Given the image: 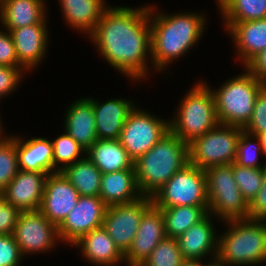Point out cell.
Returning a JSON list of instances; mask_svg holds the SVG:
<instances>
[{
	"label": "cell",
	"mask_w": 266,
	"mask_h": 266,
	"mask_svg": "<svg viewBox=\"0 0 266 266\" xmlns=\"http://www.w3.org/2000/svg\"><path fill=\"white\" fill-rule=\"evenodd\" d=\"M90 37L114 69L132 80L146 77L151 54L149 6L107 7Z\"/></svg>",
	"instance_id": "6da1fadb"
},
{
	"label": "cell",
	"mask_w": 266,
	"mask_h": 266,
	"mask_svg": "<svg viewBox=\"0 0 266 266\" xmlns=\"http://www.w3.org/2000/svg\"><path fill=\"white\" fill-rule=\"evenodd\" d=\"M153 10L154 7L149 6L150 58L155 70L161 71L197 44L202 36L206 20L203 15L195 12L168 15L153 14L155 13Z\"/></svg>",
	"instance_id": "7a4b0ae2"
},
{
	"label": "cell",
	"mask_w": 266,
	"mask_h": 266,
	"mask_svg": "<svg viewBox=\"0 0 266 266\" xmlns=\"http://www.w3.org/2000/svg\"><path fill=\"white\" fill-rule=\"evenodd\" d=\"M189 164L188 144L171 131L134 161L138 188L152 197L176 172Z\"/></svg>",
	"instance_id": "3957f363"
},
{
	"label": "cell",
	"mask_w": 266,
	"mask_h": 266,
	"mask_svg": "<svg viewBox=\"0 0 266 266\" xmlns=\"http://www.w3.org/2000/svg\"><path fill=\"white\" fill-rule=\"evenodd\" d=\"M229 222V223H228ZM230 228L220 234L217 257L230 266L266 261V220H228Z\"/></svg>",
	"instance_id": "277c9868"
},
{
	"label": "cell",
	"mask_w": 266,
	"mask_h": 266,
	"mask_svg": "<svg viewBox=\"0 0 266 266\" xmlns=\"http://www.w3.org/2000/svg\"><path fill=\"white\" fill-rule=\"evenodd\" d=\"M184 97L169 127L174 135L189 144L216 127L219 121L214 95L207 83L198 82Z\"/></svg>",
	"instance_id": "5b68a950"
},
{
	"label": "cell",
	"mask_w": 266,
	"mask_h": 266,
	"mask_svg": "<svg viewBox=\"0 0 266 266\" xmlns=\"http://www.w3.org/2000/svg\"><path fill=\"white\" fill-rule=\"evenodd\" d=\"M245 71L212 91L219 124L244 128L251 119L256 96L265 84Z\"/></svg>",
	"instance_id": "8992f818"
},
{
	"label": "cell",
	"mask_w": 266,
	"mask_h": 266,
	"mask_svg": "<svg viewBox=\"0 0 266 266\" xmlns=\"http://www.w3.org/2000/svg\"><path fill=\"white\" fill-rule=\"evenodd\" d=\"M208 197V214L222 221L248 219L249 204L234 179L232 164L204 170Z\"/></svg>",
	"instance_id": "52a82bcc"
},
{
	"label": "cell",
	"mask_w": 266,
	"mask_h": 266,
	"mask_svg": "<svg viewBox=\"0 0 266 266\" xmlns=\"http://www.w3.org/2000/svg\"><path fill=\"white\" fill-rule=\"evenodd\" d=\"M243 128L218 124L188 144L189 163L202 170L235 162Z\"/></svg>",
	"instance_id": "ba28073f"
},
{
	"label": "cell",
	"mask_w": 266,
	"mask_h": 266,
	"mask_svg": "<svg viewBox=\"0 0 266 266\" xmlns=\"http://www.w3.org/2000/svg\"><path fill=\"white\" fill-rule=\"evenodd\" d=\"M152 201L157 208L208 207L204 170L187 164L152 196Z\"/></svg>",
	"instance_id": "9c48e42d"
},
{
	"label": "cell",
	"mask_w": 266,
	"mask_h": 266,
	"mask_svg": "<svg viewBox=\"0 0 266 266\" xmlns=\"http://www.w3.org/2000/svg\"><path fill=\"white\" fill-rule=\"evenodd\" d=\"M169 131L168 121L134 107L128 114L118 140L128 156L135 161Z\"/></svg>",
	"instance_id": "30bf717a"
},
{
	"label": "cell",
	"mask_w": 266,
	"mask_h": 266,
	"mask_svg": "<svg viewBox=\"0 0 266 266\" xmlns=\"http://www.w3.org/2000/svg\"><path fill=\"white\" fill-rule=\"evenodd\" d=\"M152 205V197L143 196L132 203L107 206L103 228L124 255L133 243L144 213Z\"/></svg>",
	"instance_id": "8fae6325"
},
{
	"label": "cell",
	"mask_w": 266,
	"mask_h": 266,
	"mask_svg": "<svg viewBox=\"0 0 266 266\" xmlns=\"http://www.w3.org/2000/svg\"><path fill=\"white\" fill-rule=\"evenodd\" d=\"M12 235L22 256L49 251L59 240L58 228L40 211L21 212Z\"/></svg>",
	"instance_id": "7c38bea8"
},
{
	"label": "cell",
	"mask_w": 266,
	"mask_h": 266,
	"mask_svg": "<svg viewBox=\"0 0 266 266\" xmlns=\"http://www.w3.org/2000/svg\"><path fill=\"white\" fill-rule=\"evenodd\" d=\"M107 205L99 196H80L78 203L58 227L59 241L76 243L84 234L103 226Z\"/></svg>",
	"instance_id": "4fadbf2b"
},
{
	"label": "cell",
	"mask_w": 266,
	"mask_h": 266,
	"mask_svg": "<svg viewBox=\"0 0 266 266\" xmlns=\"http://www.w3.org/2000/svg\"><path fill=\"white\" fill-rule=\"evenodd\" d=\"M79 193L62 172L49 174L39 211L57 228L79 200Z\"/></svg>",
	"instance_id": "5bb4252c"
},
{
	"label": "cell",
	"mask_w": 266,
	"mask_h": 266,
	"mask_svg": "<svg viewBox=\"0 0 266 266\" xmlns=\"http://www.w3.org/2000/svg\"><path fill=\"white\" fill-rule=\"evenodd\" d=\"M48 175L19 170L0 195L20 212L39 211Z\"/></svg>",
	"instance_id": "9a60e30c"
},
{
	"label": "cell",
	"mask_w": 266,
	"mask_h": 266,
	"mask_svg": "<svg viewBox=\"0 0 266 266\" xmlns=\"http://www.w3.org/2000/svg\"><path fill=\"white\" fill-rule=\"evenodd\" d=\"M166 237L162 211L153 204L144 213L133 243L125 254L124 262H127L128 266L143 264Z\"/></svg>",
	"instance_id": "2e32d148"
},
{
	"label": "cell",
	"mask_w": 266,
	"mask_h": 266,
	"mask_svg": "<svg viewBox=\"0 0 266 266\" xmlns=\"http://www.w3.org/2000/svg\"><path fill=\"white\" fill-rule=\"evenodd\" d=\"M46 22L7 29L12 36L18 61L27 70L37 66L45 56L48 44Z\"/></svg>",
	"instance_id": "e0dca14e"
},
{
	"label": "cell",
	"mask_w": 266,
	"mask_h": 266,
	"mask_svg": "<svg viewBox=\"0 0 266 266\" xmlns=\"http://www.w3.org/2000/svg\"><path fill=\"white\" fill-rule=\"evenodd\" d=\"M93 103L96 134L99 140H118L130 111L135 107L125 98L110 99L104 103L88 98Z\"/></svg>",
	"instance_id": "ac0fdd59"
},
{
	"label": "cell",
	"mask_w": 266,
	"mask_h": 266,
	"mask_svg": "<svg viewBox=\"0 0 266 266\" xmlns=\"http://www.w3.org/2000/svg\"><path fill=\"white\" fill-rule=\"evenodd\" d=\"M211 215L208 214L202 221L193 225L184 234L176 238L180 252L184 259L201 260L209 253L218 254V241L215 227L212 225ZM217 238V239H216Z\"/></svg>",
	"instance_id": "d6986e66"
},
{
	"label": "cell",
	"mask_w": 266,
	"mask_h": 266,
	"mask_svg": "<svg viewBox=\"0 0 266 266\" xmlns=\"http://www.w3.org/2000/svg\"><path fill=\"white\" fill-rule=\"evenodd\" d=\"M65 132L85 150L97 140L93 103L88 98L75 101L66 111Z\"/></svg>",
	"instance_id": "ffe728a7"
},
{
	"label": "cell",
	"mask_w": 266,
	"mask_h": 266,
	"mask_svg": "<svg viewBox=\"0 0 266 266\" xmlns=\"http://www.w3.org/2000/svg\"><path fill=\"white\" fill-rule=\"evenodd\" d=\"M99 197L107 206L128 204L143 197L137 185L135 169L102 174Z\"/></svg>",
	"instance_id": "44dd1931"
},
{
	"label": "cell",
	"mask_w": 266,
	"mask_h": 266,
	"mask_svg": "<svg viewBox=\"0 0 266 266\" xmlns=\"http://www.w3.org/2000/svg\"><path fill=\"white\" fill-rule=\"evenodd\" d=\"M73 245L81 248L83 256L91 263L97 264V266H115L125 260V255L110 238L103 226L84 234Z\"/></svg>",
	"instance_id": "7402d4cb"
},
{
	"label": "cell",
	"mask_w": 266,
	"mask_h": 266,
	"mask_svg": "<svg viewBox=\"0 0 266 266\" xmlns=\"http://www.w3.org/2000/svg\"><path fill=\"white\" fill-rule=\"evenodd\" d=\"M236 44L245 66L255 55L266 49V19L225 24Z\"/></svg>",
	"instance_id": "603a6c76"
},
{
	"label": "cell",
	"mask_w": 266,
	"mask_h": 266,
	"mask_svg": "<svg viewBox=\"0 0 266 266\" xmlns=\"http://www.w3.org/2000/svg\"><path fill=\"white\" fill-rule=\"evenodd\" d=\"M43 0H2L0 2V22L6 29L43 23L46 8Z\"/></svg>",
	"instance_id": "cb8c5ba5"
},
{
	"label": "cell",
	"mask_w": 266,
	"mask_h": 266,
	"mask_svg": "<svg viewBox=\"0 0 266 266\" xmlns=\"http://www.w3.org/2000/svg\"><path fill=\"white\" fill-rule=\"evenodd\" d=\"M19 170L54 173L52 143L46 138L35 137L22 141L16 137Z\"/></svg>",
	"instance_id": "d4e9b609"
},
{
	"label": "cell",
	"mask_w": 266,
	"mask_h": 266,
	"mask_svg": "<svg viewBox=\"0 0 266 266\" xmlns=\"http://www.w3.org/2000/svg\"><path fill=\"white\" fill-rule=\"evenodd\" d=\"M85 154L102 174L135 169L134 161L128 156L119 140L98 139Z\"/></svg>",
	"instance_id": "484cf974"
},
{
	"label": "cell",
	"mask_w": 266,
	"mask_h": 266,
	"mask_svg": "<svg viewBox=\"0 0 266 266\" xmlns=\"http://www.w3.org/2000/svg\"><path fill=\"white\" fill-rule=\"evenodd\" d=\"M67 24L76 30L91 34L104 10L105 0H59Z\"/></svg>",
	"instance_id": "4316f807"
},
{
	"label": "cell",
	"mask_w": 266,
	"mask_h": 266,
	"mask_svg": "<svg viewBox=\"0 0 266 266\" xmlns=\"http://www.w3.org/2000/svg\"><path fill=\"white\" fill-rule=\"evenodd\" d=\"M70 181L80 196H99L101 187V171L87 157L61 171Z\"/></svg>",
	"instance_id": "83f0119b"
},
{
	"label": "cell",
	"mask_w": 266,
	"mask_h": 266,
	"mask_svg": "<svg viewBox=\"0 0 266 266\" xmlns=\"http://www.w3.org/2000/svg\"><path fill=\"white\" fill-rule=\"evenodd\" d=\"M162 211L165 233L168 238H177L208 215V207L176 206L159 208Z\"/></svg>",
	"instance_id": "f1b7e54d"
},
{
	"label": "cell",
	"mask_w": 266,
	"mask_h": 266,
	"mask_svg": "<svg viewBox=\"0 0 266 266\" xmlns=\"http://www.w3.org/2000/svg\"><path fill=\"white\" fill-rule=\"evenodd\" d=\"M225 24L266 19V0H216Z\"/></svg>",
	"instance_id": "f546056e"
},
{
	"label": "cell",
	"mask_w": 266,
	"mask_h": 266,
	"mask_svg": "<svg viewBox=\"0 0 266 266\" xmlns=\"http://www.w3.org/2000/svg\"><path fill=\"white\" fill-rule=\"evenodd\" d=\"M53 149L54 173L61 172L64 168L77 162L82 153L86 150L76 142L68 133L60 135L54 141H51ZM59 163L63 165L58 166ZM65 164V165H64Z\"/></svg>",
	"instance_id": "4dcf8cb0"
},
{
	"label": "cell",
	"mask_w": 266,
	"mask_h": 266,
	"mask_svg": "<svg viewBox=\"0 0 266 266\" xmlns=\"http://www.w3.org/2000/svg\"><path fill=\"white\" fill-rule=\"evenodd\" d=\"M19 171L16 137L0 135V192Z\"/></svg>",
	"instance_id": "1f68e13d"
},
{
	"label": "cell",
	"mask_w": 266,
	"mask_h": 266,
	"mask_svg": "<svg viewBox=\"0 0 266 266\" xmlns=\"http://www.w3.org/2000/svg\"><path fill=\"white\" fill-rule=\"evenodd\" d=\"M232 170L239 190L250 204L262 186V168L241 167L233 162Z\"/></svg>",
	"instance_id": "d6a6232c"
},
{
	"label": "cell",
	"mask_w": 266,
	"mask_h": 266,
	"mask_svg": "<svg viewBox=\"0 0 266 266\" xmlns=\"http://www.w3.org/2000/svg\"><path fill=\"white\" fill-rule=\"evenodd\" d=\"M184 258L176 238L163 239L143 262V266H180Z\"/></svg>",
	"instance_id": "836d02e7"
},
{
	"label": "cell",
	"mask_w": 266,
	"mask_h": 266,
	"mask_svg": "<svg viewBox=\"0 0 266 266\" xmlns=\"http://www.w3.org/2000/svg\"><path fill=\"white\" fill-rule=\"evenodd\" d=\"M252 138V142L250 141ZM254 138V139H253ZM262 150L261 142L258 136L249 134L246 131H242L238 140L237 153L235 164L241 167L248 168H263L266 162L261 166L258 161L259 151Z\"/></svg>",
	"instance_id": "e575fe53"
},
{
	"label": "cell",
	"mask_w": 266,
	"mask_h": 266,
	"mask_svg": "<svg viewBox=\"0 0 266 266\" xmlns=\"http://www.w3.org/2000/svg\"><path fill=\"white\" fill-rule=\"evenodd\" d=\"M243 130L255 136L266 132V85L257 94L251 119Z\"/></svg>",
	"instance_id": "d590c367"
},
{
	"label": "cell",
	"mask_w": 266,
	"mask_h": 266,
	"mask_svg": "<svg viewBox=\"0 0 266 266\" xmlns=\"http://www.w3.org/2000/svg\"><path fill=\"white\" fill-rule=\"evenodd\" d=\"M12 234L0 235V266H19L23 259Z\"/></svg>",
	"instance_id": "8d00e7d4"
},
{
	"label": "cell",
	"mask_w": 266,
	"mask_h": 266,
	"mask_svg": "<svg viewBox=\"0 0 266 266\" xmlns=\"http://www.w3.org/2000/svg\"><path fill=\"white\" fill-rule=\"evenodd\" d=\"M25 67H11L0 65V99L15 90L23 77Z\"/></svg>",
	"instance_id": "74e56055"
},
{
	"label": "cell",
	"mask_w": 266,
	"mask_h": 266,
	"mask_svg": "<svg viewBox=\"0 0 266 266\" xmlns=\"http://www.w3.org/2000/svg\"><path fill=\"white\" fill-rule=\"evenodd\" d=\"M0 65L24 67L17 58L14 42L9 31L0 30Z\"/></svg>",
	"instance_id": "f35d334b"
},
{
	"label": "cell",
	"mask_w": 266,
	"mask_h": 266,
	"mask_svg": "<svg viewBox=\"0 0 266 266\" xmlns=\"http://www.w3.org/2000/svg\"><path fill=\"white\" fill-rule=\"evenodd\" d=\"M20 213L0 195V235L13 234Z\"/></svg>",
	"instance_id": "ab89813d"
},
{
	"label": "cell",
	"mask_w": 266,
	"mask_h": 266,
	"mask_svg": "<svg viewBox=\"0 0 266 266\" xmlns=\"http://www.w3.org/2000/svg\"><path fill=\"white\" fill-rule=\"evenodd\" d=\"M248 219L266 220V165L262 168V186L249 204Z\"/></svg>",
	"instance_id": "60d3db41"
},
{
	"label": "cell",
	"mask_w": 266,
	"mask_h": 266,
	"mask_svg": "<svg viewBox=\"0 0 266 266\" xmlns=\"http://www.w3.org/2000/svg\"><path fill=\"white\" fill-rule=\"evenodd\" d=\"M245 68L266 85V49L255 55Z\"/></svg>",
	"instance_id": "b9f144b4"
},
{
	"label": "cell",
	"mask_w": 266,
	"mask_h": 266,
	"mask_svg": "<svg viewBox=\"0 0 266 266\" xmlns=\"http://www.w3.org/2000/svg\"><path fill=\"white\" fill-rule=\"evenodd\" d=\"M201 261L202 260L184 259L180 266H205V264Z\"/></svg>",
	"instance_id": "7bdbcfd3"
},
{
	"label": "cell",
	"mask_w": 266,
	"mask_h": 266,
	"mask_svg": "<svg viewBox=\"0 0 266 266\" xmlns=\"http://www.w3.org/2000/svg\"><path fill=\"white\" fill-rule=\"evenodd\" d=\"M258 138L260 139L261 147H262V151L260 152L266 155V132L259 134Z\"/></svg>",
	"instance_id": "ee69618b"
},
{
	"label": "cell",
	"mask_w": 266,
	"mask_h": 266,
	"mask_svg": "<svg viewBox=\"0 0 266 266\" xmlns=\"http://www.w3.org/2000/svg\"><path fill=\"white\" fill-rule=\"evenodd\" d=\"M205 266H228L226 263L222 262L218 257L214 258L213 261L206 263Z\"/></svg>",
	"instance_id": "f6af8a7d"
},
{
	"label": "cell",
	"mask_w": 266,
	"mask_h": 266,
	"mask_svg": "<svg viewBox=\"0 0 266 266\" xmlns=\"http://www.w3.org/2000/svg\"><path fill=\"white\" fill-rule=\"evenodd\" d=\"M1 120H0V135L2 134L3 130H2V126H1Z\"/></svg>",
	"instance_id": "bcb514c9"
},
{
	"label": "cell",
	"mask_w": 266,
	"mask_h": 266,
	"mask_svg": "<svg viewBox=\"0 0 266 266\" xmlns=\"http://www.w3.org/2000/svg\"><path fill=\"white\" fill-rule=\"evenodd\" d=\"M130 266H143L142 264L130 265Z\"/></svg>",
	"instance_id": "7dc6e473"
}]
</instances>
